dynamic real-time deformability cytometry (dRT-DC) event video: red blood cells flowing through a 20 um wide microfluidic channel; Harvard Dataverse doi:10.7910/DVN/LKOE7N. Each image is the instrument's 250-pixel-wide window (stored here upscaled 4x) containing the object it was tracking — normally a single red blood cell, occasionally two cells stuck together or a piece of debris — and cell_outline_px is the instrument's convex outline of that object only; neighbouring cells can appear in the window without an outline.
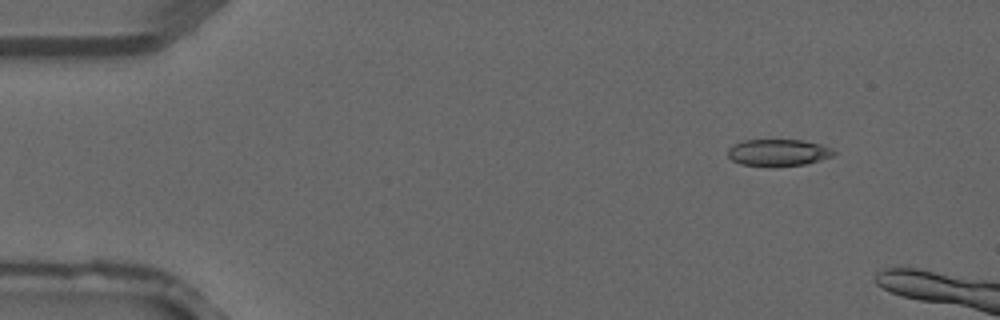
{"species": "common noctule bat (a hibernating species)", "species_latin": "Nyctalus noctula", "temperature_condition": "warm", "stored_images_in_passage": 3, "camera_frame_rate_fps": 3000, "um_per_image_px": 0.085, "animal": {"sex": "male", "forearm_length_mm": 52.5}, "frame": {"image": 1, "passage_image": 3, "time_ms": 0.667, "image_size_px": [1000, 320], "cell_outline_px": [[836, 152], [832, 156], [820, 160], [804, 164], [772, 168], [768, 168], [740, 164], [732, 160], [728, 156], [728, 148], [744, 140], [804, 140], [820, 144], [832, 148]], "centroid_in_image_um": [66.14, 12.99], "position_along_channel_um": 18.9, "area_um2": 16.88}}